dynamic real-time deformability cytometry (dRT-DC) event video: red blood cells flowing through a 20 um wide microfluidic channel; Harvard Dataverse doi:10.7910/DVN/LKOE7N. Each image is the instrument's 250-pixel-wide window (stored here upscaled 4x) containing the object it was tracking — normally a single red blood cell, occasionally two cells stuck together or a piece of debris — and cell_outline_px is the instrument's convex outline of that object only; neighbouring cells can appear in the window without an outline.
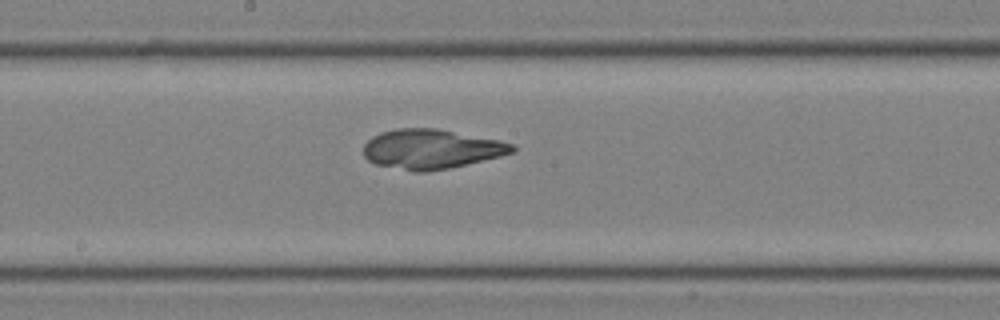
{"species": "common noctule bat (a hibernating species)", "species_latin": "Nyctalus noctula", "temperature_condition": "room temperature", "stored_images_in_passage": 29, "camera_frame_rate_fps": 3000, "um_per_image_px": 0.085, "animal": {"sex": "male", "body_mass_g": 19.0, "forearm_length_mm": 50.8}, "frame": {"image": 1, "passage_image": 10, "time_ms": 3.0, "image_size_px": [1000, 320], "cell_outline_px": [[516, 148], [512, 152], [500, 156], [448, 168], [428, 172], [412, 172], [376, 164], [368, 160], [364, 156], [364, 144], [372, 136], [380, 132], [396, 128], [436, 128], [500, 140], [512, 144]], "centroid_in_image_um": [36.62, 12.67], "position_along_channel_um": 211.6, "area_um2": 34.28}}
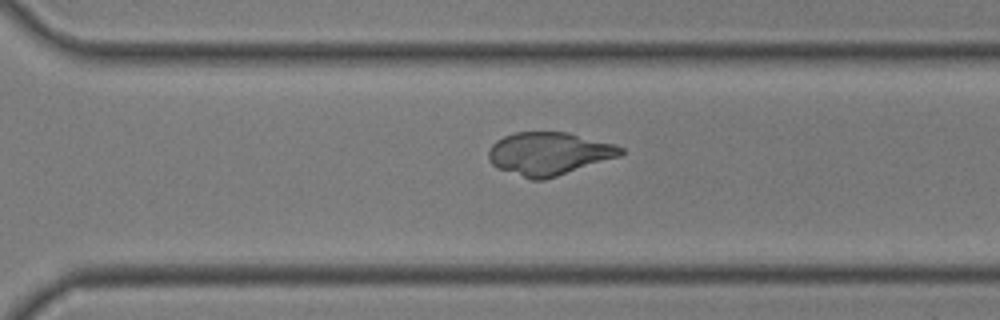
{"frame": {"image": 2, "passage_image": 17, "time_ms": 5.333, "image_size_px": [1000, 320], "cell_outline_px": [[624, 152], [620, 156], [544, 180], [532, 180], [500, 168], [492, 164], [488, 160], [488, 148], [496, 140], [512, 132], [568, 132], [616, 144], [624, 148]], "centroid_in_image_um": [46.66, 13.04], "position_along_channel_um": 323.9, "area_um2": 33.06}}
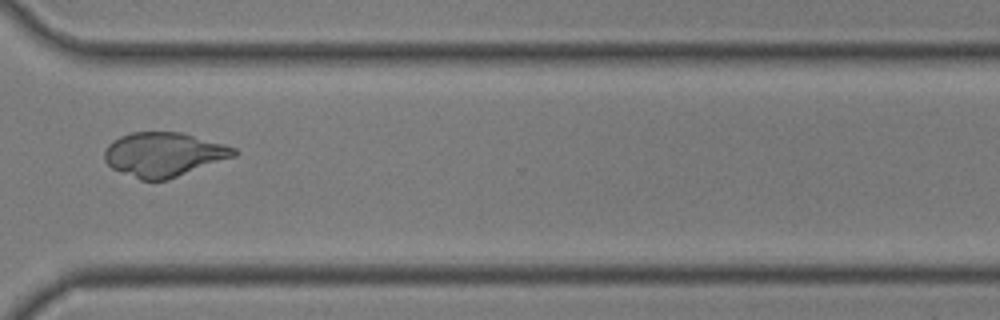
{"frame": {"image": 3, "passage_image": 19, "time_ms": 6.0, "image_size_px": [1000, 320], "cell_outline_px": [[240, 152], [236, 156], [168, 180], [140, 180], [112, 168], [104, 160], [104, 152], [108, 144], [112, 140], [120, 136], [132, 132], [180, 132], [224, 144], [236, 148]], "centroid_in_image_um": [13.93, 13.13], "position_along_channel_um": 356.7, "area_um2": 33.47}}